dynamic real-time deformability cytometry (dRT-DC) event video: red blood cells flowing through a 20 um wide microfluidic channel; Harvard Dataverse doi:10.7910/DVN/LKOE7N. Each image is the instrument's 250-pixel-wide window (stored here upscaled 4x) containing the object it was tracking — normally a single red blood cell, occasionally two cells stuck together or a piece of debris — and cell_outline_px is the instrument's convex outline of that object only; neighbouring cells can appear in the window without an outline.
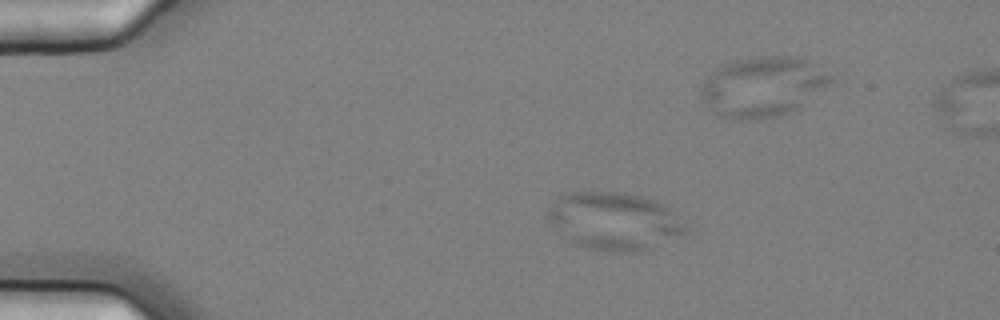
{"species": "common noctule bat (a hibernating species)", "species_latin": "Nyctalus noctula", "temperature_condition": "cold", "stored_images_in_passage": 8, "camera_frame_rate_fps": 3000, "um_per_image_px": 0.085, "animal": {"sex": "female", "body_mass_g": 25.1}, "frame": {"image": 1, "passage_image": 4, "time_ms": 1.0, "image_size_px": [1000, 320], "cell_outline_px": [[688, 232], [640, 252], [608, 252], [588, 248], [576, 244], [568, 240], [548, 220], [544, 212], [564, 192], [624, 192], [656, 200], [668, 208], [672, 212]], "centroid_in_image_um": [52.14, 18.79], "position_along_channel_um": 32.9, "area_um2": 45.95}}
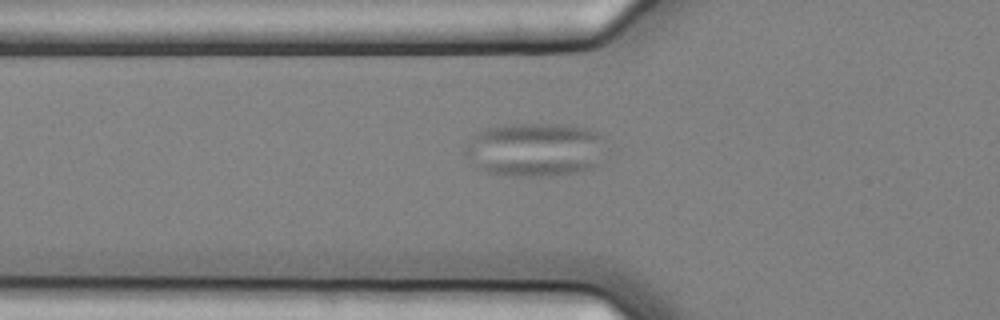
{"frame": {"image": 2, "passage_image": 8, "time_ms": 2.333, "image_size_px": [1000, 320], "cell_outline_px": [[604, 136], [600, 164], [592, 168], [576, 172], [548, 176], [488, 176], [464, 156], [464, 148], [468, 140], [476, 132], [488, 128], [512, 124], [568, 124], [600, 132]], "centroid_in_image_um": [45.44, 12.73], "position_along_channel_um": 80.4, "area_um2": 45.08}}